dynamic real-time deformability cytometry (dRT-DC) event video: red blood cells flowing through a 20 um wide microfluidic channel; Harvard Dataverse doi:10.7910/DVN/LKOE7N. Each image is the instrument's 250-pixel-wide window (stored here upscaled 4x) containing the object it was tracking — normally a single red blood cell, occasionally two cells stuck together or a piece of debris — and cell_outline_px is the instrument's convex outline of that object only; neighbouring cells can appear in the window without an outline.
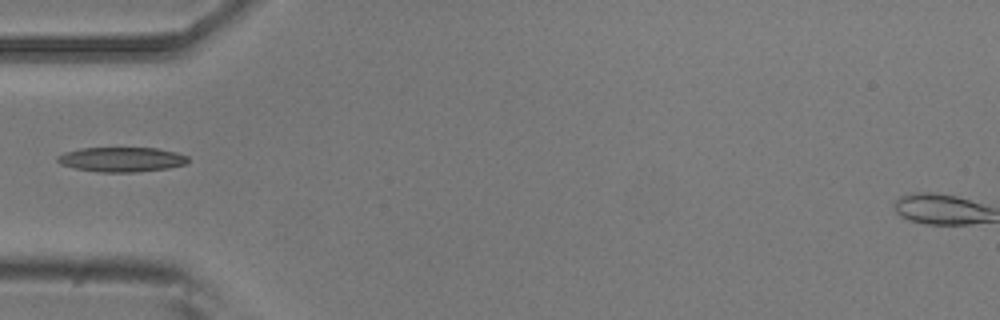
{"species": "common noctule bat (a hibernating species)", "species_latin": "Nyctalus noctula", "temperature_condition": "room temperature", "stored_images_in_passage": 2, "camera_frame_rate_fps": 3000, "um_per_image_px": 0.085, "animal": {"sex": "male", "body_mass_g": 20.5, "forearm_length_mm": 52.5}, "frame": {"image": 1, "passage_image": 2, "time_ms": 0.333, "image_size_px": [1000, 320], "cell_outline_px": [[188, 160], [184, 164], [168, 168], [136, 172], [96, 172], [72, 168], [60, 164], [56, 160], [56, 156], [64, 152], [80, 148], [156, 148], [176, 152], [188, 156]], "centroid_in_image_um": [10.27, 13.55], "position_along_channel_um": 74.7, "area_um2": 18.9}}